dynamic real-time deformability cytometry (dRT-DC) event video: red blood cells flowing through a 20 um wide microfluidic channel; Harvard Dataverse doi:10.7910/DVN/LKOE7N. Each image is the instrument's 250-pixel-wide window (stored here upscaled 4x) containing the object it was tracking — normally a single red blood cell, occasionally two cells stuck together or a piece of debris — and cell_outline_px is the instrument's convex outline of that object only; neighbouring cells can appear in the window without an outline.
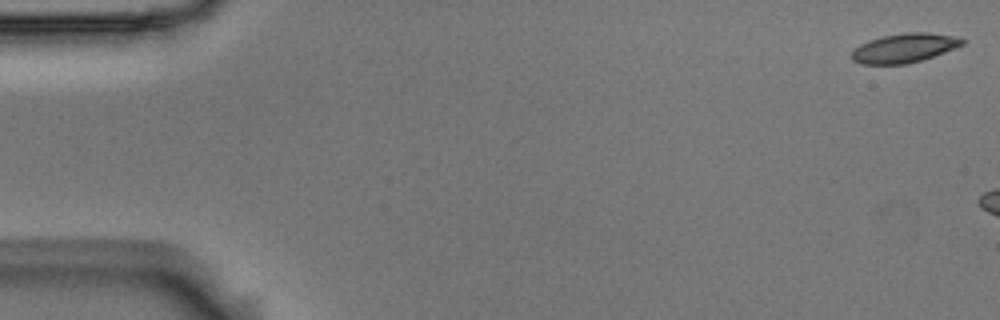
{"species": "Egyptian fruit bat (a non-hibernating species)", "species_latin": "Rousettus aegyptiacus", "temperature_condition": "room temperature", "stored_images_in_passage": 6, "camera_frame_rate_fps": 3000, "um_per_image_px": 0.085, "animal": {"sex": "male"}, "frame": {"image": 1, "passage_image": 1, "time_ms": 0.0, "image_size_px": [1000, 320], "cell_outline_px": [[968, 40], [964, 44], [956, 48], [908, 64], [860, 64], [852, 60], [852, 52], [860, 44], [868, 40], [884, 36], [904, 32], [928, 32], [960, 36]], "centroid_in_image_um": [76.92, 4.06], "position_along_channel_um": 8.1, "area_um2": 18.96}}